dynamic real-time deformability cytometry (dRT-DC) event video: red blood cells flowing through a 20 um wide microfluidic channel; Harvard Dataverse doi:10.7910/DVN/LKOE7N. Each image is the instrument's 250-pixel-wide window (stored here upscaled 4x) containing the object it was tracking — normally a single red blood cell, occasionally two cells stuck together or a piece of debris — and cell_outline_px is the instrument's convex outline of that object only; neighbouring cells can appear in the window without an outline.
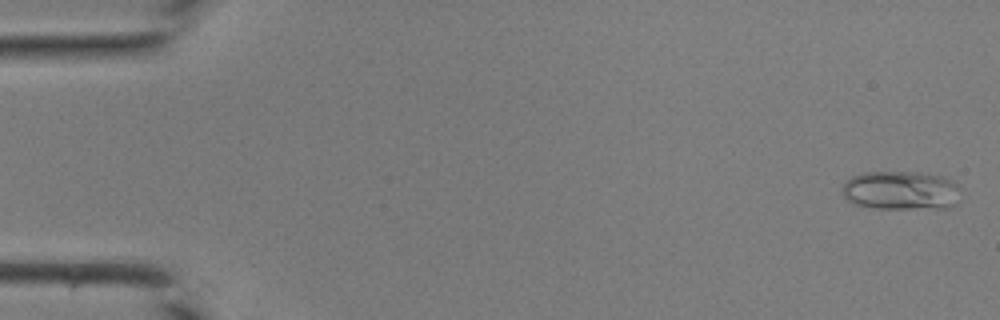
{"species": "common noctule bat (a hibernating species)", "species_latin": "Nyctalus noctula", "temperature_condition": "room temperature", "stored_images_in_passage": 44, "camera_frame_rate_fps": 3000, "um_per_image_px": 0.085, "animal": {"sex": "male", "body_mass_g": 19.0, "forearm_length_mm": 50.8}, "frame": {"image": 1, "passage_image": 1, "time_ms": 0.0, "image_size_px": [1000, 320], "cell_outline_px": [[960, 184], [956, 204], [948, 208], [876, 208], [856, 204], [848, 200], [844, 196], [844, 184], [852, 176], [864, 172], [920, 172], [948, 176], [956, 180]], "centroid_in_image_um": [76.67, 16.17], "position_along_channel_um": 8.3, "area_um2": 27.05}}
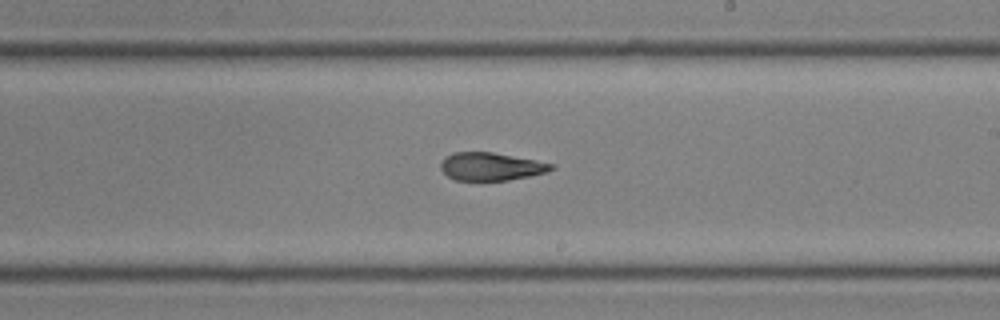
{"frame": {"image": 2, "passage_image": 26, "time_ms": 8.333, "image_size_px": [1000, 320], "cell_outline_px": [[556, 168], [548, 172], [508, 180], [456, 180], [448, 176], [440, 168], [440, 164], [444, 156], [452, 152], [492, 152], [536, 160], [556, 164]], "centroid_in_image_um": [41.75, 14.14], "position_along_channel_um": 247.3, "area_um2": 18.09}}
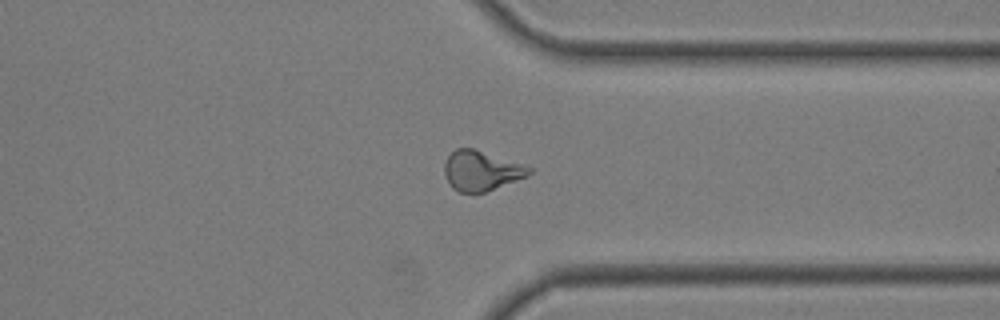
{"frame": {"image": 3, "passage_image": 34, "time_ms": 11.0, "image_size_px": [1000, 320], "cell_outline_px": [[532, 172], [528, 176], [484, 192], [460, 192], [452, 188], [444, 176], [444, 164], [448, 156], [456, 148], [472, 148], [524, 164], [532, 168]], "centroid_in_image_um": [40.9, 14.5], "position_along_channel_um": 370.5, "area_um2": 19.59}}